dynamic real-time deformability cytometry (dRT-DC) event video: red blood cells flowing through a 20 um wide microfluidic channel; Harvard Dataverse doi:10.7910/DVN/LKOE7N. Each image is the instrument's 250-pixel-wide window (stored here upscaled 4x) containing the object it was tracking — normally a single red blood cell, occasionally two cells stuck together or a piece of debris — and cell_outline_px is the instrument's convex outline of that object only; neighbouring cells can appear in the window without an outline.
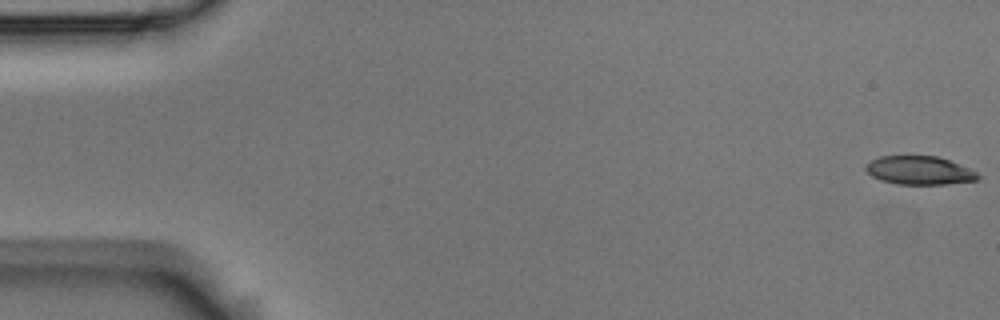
{"species": "Egyptian fruit bat (a non-hibernating species)", "species_latin": "Rousettus aegyptiacus", "temperature_condition": "room temperature", "stored_images_in_passage": 16, "camera_frame_rate_fps": 3000, "um_per_image_px": 0.085, "animal": {"sex": "male"}, "frame": {"image": 1, "passage_image": 1, "time_ms": 0.0, "image_size_px": [1000, 320], "cell_outline_px": [[980, 176], [976, 180], [944, 184], [896, 184], [880, 180], [872, 176], [864, 168], [864, 164], [880, 156], [936, 156], [948, 160], [968, 168], [976, 172]], "centroid_in_image_um": [78.09, 14.48], "position_along_channel_um": 6.9, "area_um2": 18.44}}